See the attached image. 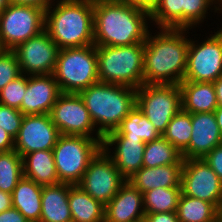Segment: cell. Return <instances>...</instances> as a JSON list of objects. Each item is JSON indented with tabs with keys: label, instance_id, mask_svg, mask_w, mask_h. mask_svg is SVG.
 <instances>
[{
	"label": "cell",
	"instance_id": "obj_27",
	"mask_svg": "<svg viewBox=\"0 0 222 222\" xmlns=\"http://www.w3.org/2000/svg\"><path fill=\"white\" fill-rule=\"evenodd\" d=\"M106 135H124L127 139H142L145 143L162 136L137 105L121 121L116 130Z\"/></svg>",
	"mask_w": 222,
	"mask_h": 222
},
{
	"label": "cell",
	"instance_id": "obj_3",
	"mask_svg": "<svg viewBox=\"0 0 222 222\" xmlns=\"http://www.w3.org/2000/svg\"><path fill=\"white\" fill-rule=\"evenodd\" d=\"M45 11V30L59 49L94 44V1L60 0Z\"/></svg>",
	"mask_w": 222,
	"mask_h": 222
},
{
	"label": "cell",
	"instance_id": "obj_34",
	"mask_svg": "<svg viewBox=\"0 0 222 222\" xmlns=\"http://www.w3.org/2000/svg\"><path fill=\"white\" fill-rule=\"evenodd\" d=\"M21 70L17 55L13 50L0 51V91L9 82L20 76Z\"/></svg>",
	"mask_w": 222,
	"mask_h": 222
},
{
	"label": "cell",
	"instance_id": "obj_33",
	"mask_svg": "<svg viewBox=\"0 0 222 222\" xmlns=\"http://www.w3.org/2000/svg\"><path fill=\"white\" fill-rule=\"evenodd\" d=\"M26 92V76L21 74L0 91V104L20 109Z\"/></svg>",
	"mask_w": 222,
	"mask_h": 222
},
{
	"label": "cell",
	"instance_id": "obj_14",
	"mask_svg": "<svg viewBox=\"0 0 222 222\" xmlns=\"http://www.w3.org/2000/svg\"><path fill=\"white\" fill-rule=\"evenodd\" d=\"M13 51L17 55L22 74L54 73L59 48L46 30L20 43Z\"/></svg>",
	"mask_w": 222,
	"mask_h": 222
},
{
	"label": "cell",
	"instance_id": "obj_41",
	"mask_svg": "<svg viewBox=\"0 0 222 222\" xmlns=\"http://www.w3.org/2000/svg\"><path fill=\"white\" fill-rule=\"evenodd\" d=\"M129 5L137 6L148 12H151L158 0H118Z\"/></svg>",
	"mask_w": 222,
	"mask_h": 222
},
{
	"label": "cell",
	"instance_id": "obj_17",
	"mask_svg": "<svg viewBox=\"0 0 222 222\" xmlns=\"http://www.w3.org/2000/svg\"><path fill=\"white\" fill-rule=\"evenodd\" d=\"M61 93L53 74L28 75L26 92L19 110L23 115L50 114Z\"/></svg>",
	"mask_w": 222,
	"mask_h": 222
},
{
	"label": "cell",
	"instance_id": "obj_8",
	"mask_svg": "<svg viewBox=\"0 0 222 222\" xmlns=\"http://www.w3.org/2000/svg\"><path fill=\"white\" fill-rule=\"evenodd\" d=\"M136 105L162 135L182 109L181 90L176 84H143L136 89Z\"/></svg>",
	"mask_w": 222,
	"mask_h": 222
},
{
	"label": "cell",
	"instance_id": "obj_39",
	"mask_svg": "<svg viewBox=\"0 0 222 222\" xmlns=\"http://www.w3.org/2000/svg\"><path fill=\"white\" fill-rule=\"evenodd\" d=\"M52 0H9L10 4L35 6L44 11L48 10L52 5Z\"/></svg>",
	"mask_w": 222,
	"mask_h": 222
},
{
	"label": "cell",
	"instance_id": "obj_29",
	"mask_svg": "<svg viewBox=\"0 0 222 222\" xmlns=\"http://www.w3.org/2000/svg\"><path fill=\"white\" fill-rule=\"evenodd\" d=\"M184 163L182 153L163 136L150 142H146L143 167H157Z\"/></svg>",
	"mask_w": 222,
	"mask_h": 222
},
{
	"label": "cell",
	"instance_id": "obj_24",
	"mask_svg": "<svg viewBox=\"0 0 222 222\" xmlns=\"http://www.w3.org/2000/svg\"><path fill=\"white\" fill-rule=\"evenodd\" d=\"M23 176L41 186L59 184L52 150H38L22 157Z\"/></svg>",
	"mask_w": 222,
	"mask_h": 222
},
{
	"label": "cell",
	"instance_id": "obj_13",
	"mask_svg": "<svg viewBox=\"0 0 222 222\" xmlns=\"http://www.w3.org/2000/svg\"><path fill=\"white\" fill-rule=\"evenodd\" d=\"M222 0H158L150 19L159 28L188 29L204 20L209 5Z\"/></svg>",
	"mask_w": 222,
	"mask_h": 222
},
{
	"label": "cell",
	"instance_id": "obj_42",
	"mask_svg": "<svg viewBox=\"0 0 222 222\" xmlns=\"http://www.w3.org/2000/svg\"><path fill=\"white\" fill-rule=\"evenodd\" d=\"M12 207V195L10 193L0 191V213Z\"/></svg>",
	"mask_w": 222,
	"mask_h": 222
},
{
	"label": "cell",
	"instance_id": "obj_28",
	"mask_svg": "<svg viewBox=\"0 0 222 222\" xmlns=\"http://www.w3.org/2000/svg\"><path fill=\"white\" fill-rule=\"evenodd\" d=\"M179 222H213L219 210L210 202L181 193L177 206Z\"/></svg>",
	"mask_w": 222,
	"mask_h": 222
},
{
	"label": "cell",
	"instance_id": "obj_37",
	"mask_svg": "<svg viewBox=\"0 0 222 222\" xmlns=\"http://www.w3.org/2000/svg\"><path fill=\"white\" fill-rule=\"evenodd\" d=\"M146 222H179L176 212L145 213Z\"/></svg>",
	"mask_w": 222,
	"mask_h": 222
},
{
	"label": "cell",
	"instance_id": "obj_11",
	"mask_svg": "<svg viewBox=\"0 0 222 222\" xmlns=\"http://www.w3.org/2000/svg\"><path fill=\"white\" fill-rule=\"evenodd\" d=\"M222 75V34L215 32L202 44L189 40L183 81L214 82Z\"/></svg>",
	"mask_w": 222,
	"mask_h": 222
},
{
	"label": "cell",
	"instance_id": "obj_5",
	"mask_svg": "<svg viewBox=\"0 0 222 222\" xmlns=\"http://www.w3.org/2000/svg\"><path fill=\"white\" fill-rule=\"evenodd\" d=\"M100 82L139 88L144 84V42L128 46H96Z\"/></svg>",
	"mask_w": 222,
	"mask_h": 222
},
{
	"label": "cell",
	"instance_id": "obj_22",
	"mask_svg": "<svg viewBox=\"0 0 222 222\" xmlns=\"http://www.w3.org/2000/svg\"><path fill=\"white\" fill-rule=\"evenodd\" d=\"M71 184L59 183L43 186L39 222H72L68 196Z\"/></svg>",
	"mask_w": 222,
	"mask_h": 222
},
{
	"label": "cell",
	"instance_id": "obj_6",
	"mask_svg": "<svg viewBox=\"0 0 222 222\" xmlns=\"http://www.w3.org/2000/svg\"><path fill=\"white\" fill-rule=\"evenodd\" d=\"M53 75L62 93H79L99 82L96 46L59 49Z\"/></svg>",
	"mask_w": 222,
	"mask_h": 222
},
{
	"label": "cell",
	"instance_id": "obj_20",
	"mask_svg": "<svg viewBox=\"0 0 222 222\" xmlns=\"http://www.w3.org/2000/svg\"><path fill=\"white\" fill-rule=\"evenodd\" d=\"M144 216L143 194L128 181L105 205L104 222H136Z\"/></svg>",
	"mask_w": 222,
	"mask_h": 222
},
{
	"label": "cell",
	"instance_id": "obj_19",
	"mask_svg": "<svg viewBox=\"0 0 222 222\" xmlns=\"http://www.w3.org/2000/svg\"><path fill=\"white\" fill-rule=\"evenodd\" d=\"M113 145L116 146L115 153H113V156L109 155V157L120 174L128 180L143 167L146 143L142 139H127L124 135H105L102 141V149L108 150V147Z\"/></svg>",
	"mask_w": 222,
	"mask_h": 222
},
{
	"label": "cell",
	"instance_id": "obj_48",
	"mask_svg": "<svg viewBox=\"0 0 222 222\" xmlns=\"http://www.w3.org/2000/svg\"><path fill=\"white\" fill-rule=\"evenodd\" d=\"M136 222H146V221H145V219H142V220H139V221H136Z\"/></svg>",
	"mask_w": 222,
	"mask_h": 222
},
{
	"label": "cell",
	"instance_id": "obj_43",
	"mask_svg": "<svg viewBox=\"0 0 222 222\" xmlns=\"http://www.w3.org/2000/svg\"><path fill=\"white\" fill-rule=\"evenodd\" d=\"M213 85L215 88L217 103L219 106H222V75L213 82Z\"/></svg>",
	"mask_w": 222,
	"mask_h": 222
},
{
	"label": "cell",
	"instance_id": "obj_12",
	"mask_svg": "<svg viewBox=\"0 0 222 222\" xmlns=\"http://www.w3.org/2000/svg\"><path fill=\"white\" fill-rule=\"evenodd\" d=\"M181 192L186 196L212 203L218 210L222 205V181L206 161L184 159Z\"/></svg>",
	"mask_w": 222,
	"mask_h": 222
},
{
	"label": "cell",
	"instance_id": "obj_2",
	"mask_svg": "<svg viewBox=\"0 0 222 222\" xmlns=\"http://www.w3.org/2000/svg\"><path fill=\"white\" fill-rule=\"evenodd\" d=\"M188 29L161 28L144 42V84L179 85L185 76L189 40Z\"/></svg>",
	"mask_w": 222,
	"mask_h": 222
},
{
	"label": "cell",
	"instance_id": "obj_15",
	"mask_svg": "<svg viewBox=\"0 0 222 222\" xmlns=\"http://www.w3.org/2000/svg\"><path fill=\"white\" fill-rule=\"evenodd\" d=\"M60 134L91 137L94 123L79 93H61L50 112Z\"/></svg>",
	"mask_w": 222,
	"mask_h": 222
},
{
	"label": "cell",
	"instance_id": "obj_23",
	"mask_svg": "<svg viewBox=\"0 0 222 222\" xmlns=\"http://www.w3.org/2000/svg\"><path fill=\"white\" fill-rule=\"evenodd\" d=\"M179 86L185 112H214L219 106L213 82L182 81Z\"/></svg>",
	"mask_w": 222,
	"mask_h": 222
},
{
	"label": "cell",
	"instance_id": "obj_4",
	"mask_svg": "<svg viewBox=\"0 0 222 222\" xmlns=\"http://www.w3.org/2000/svg\"><path fill=\"white\" fill-rule=\"evenodd\" d=\"M94 125L100 124L97 138L116 130L136 106V89L106 82H97L79 92Z\"/></svg>",
	"mask_w": 222,
	"mask_h": 222
},
{
	"label": "cell",
	"instance_id": "obj_32",
	"mask_svg": "<svg viewBox=\"0 0 222 222\" xmlns=\"http://www.w3.org/2000/svg\"><path fill=\"white\" fill-rule=\"evenodd\" d=\"M191 113L180 110L169 122L162 136L182 152L191 140Z\"/></svg>",
	"mask_w": 222,
	"mask_h": 222
},
{
	"label": "cell",
	"instance_id": "obj_30",
	"mask_svg": "<svg viewBox=\"0 0 222 222\" xmlns=\"http://www.w3.org/2000/svg\"><path fill=\"white\" fill-rule=\"evenodd\" d=\"M181 186L154 188L143 193L145 213L176 212Z\"/></svg>",
	"mask_w": 222,
	"mask_h": 222
},
{
	"label": "cell",
	"instance_id": "obj_45",
	"mask_svg": "<svg viewBox=\"0 0 222 222\" xmlns=\"http://www.w3.org/2000/svg\"><path fill=\"white\" fill-rule=\"evenodd\" d=\"M9 0H0V13L9 6Z\"/></svg>",
	"mask_w": 222,
	"mask_h": 222
},
{
	"label": "cell",
	"instance_id": "obj_46",
	"mask_svg": "<svg viewBox=\"0 0 222 222\" xmlns=\"http://www.w3.org/2000/svg\"><path fill=\"white\" fill-rule=\"evenodd\" d=\"M213 222H222V218L218 216Z\"/></svg>",
	"mask_w": 222,
	"mask_h": 222
},
{
	"label": "cell",
	"instance_id": "obj_38",
	"mask_svg": "<svg viewBox=\"0 0 222 222\" xmlns=\"http://www.w3.org/2000/svg\"><path fill=\"white\" fill-rule=\"evenodd\" d=\"M0 222H29L16 208L0 213Z\"/></svg>",
	"mask_w": 222,
	"mask_h": 222
},
{
	"label": "cell",
	"instance_id": "obj_44",
	"mask_svg": "<svg viewBox=\"0 0 222 222\" xmlns=\"http://www.w3.org/2000/svg\"><path fill=\"white\" fill-rule=\"evenodd\" d=\"M216 122L219 126V130L222 136V106H218L216 110L214 111Z\"/></svg>",
	"mask_w": 222,
	"mask_h": 222
},
{
	"label": "cell",
	"instance_id": "obj_10",
	"mask_svg": "<svg viewBox=\"0 0 222 222\" xmlns=\"http://www.w3.org/2000/svg\"><path fill=\"white\" fill-rule=\"evenodd\" d=\"M109 150L101 149L90 161L78 184L95 200L106 205L127 181L109 157Z\"/></svg>",
	"mask_w": 222,
	"mask_h": 222
},
{
	"label": "cell",
	"instance_id": "obj_35",
	"mask_svg": "<svg viewBox=\"0 0 222 222\" xmlns=\"http://www.w3.org/2000/svg\"><path fill=\"white\" fill-rule=\"evenodd\" d=\"M23 118L20 110L0 104V127L14 139L18 135Z\"/></svg>",
	"mask_w": 222,
	"mask_h": 222
},
{
	"label": "cell",
	"instance_id": "obj_1",
	"mask_svg": "<svg viewBox=\"0 0 222 222\" xmlns=\"http://www.w3.org/2000/svg\"><path fill=\"white\" fill-rule=\"evenodd\" d=\"M150 12L118 0L94 1V45L128 46L145 42Z\"/></svg>",
	"mask_w": 222,
	"mask_h": 222
},
{
	"label": "cell",
	"instance_id": "obj_31",
	"mask_svg": "<svg viewBox=\"0 0 222 222\" xmlns=\"http://www.w3.org/2000/svg\"><path fill=\"white\" fill-rule=\"evenodd\" d=\"M22 177V156L15 149L0 152V191L12 194Z\"/></svg>",
	"mask_w": 222,
	"mask_h": 222
},
{
	"label": "cell",
	"instance_id": "obj_18",
	"mask_svg": "<svg viewBox=\"0 0 222 222\" xmlns=\"http://www.w3.org/2000/svg\"><path fill=\"white\" fill-rule=\"evenodd\" d=\"M191 124V140L181 152L183 159L204 158L214 147L222 144L214 112L192 113Z\"/></svg>",
	"mask_w": 222,
	"mask_h": 222
},
{
	"label": "cell",
	"instance_id": "obj_26",
	"mask_svg": "<svg viewBox=\"0 0 222 222\" xmlns=\"http://www.w3.org/2000/svg\"><path fill=\"white\" fill-rule=\"evenodd\" d=\"M68 202L72 222L105 221V205L91 197L79 185L69 188Z\"/></svg>",
	"mask_w": 222,
	"mask_h": 222
},
{
	"label": "cell",
	"instance_id": "obj_40",
	"mask_svg": "<svg viewBox=\"0 0 222 222\" xmlns=\"http://www.w3.org/2000/svg\"><path fill=\"white\" fill-rule=\"evenodd\" d=\"M14 149V138L0 127V152Z\"/></svg>",
	"mask_w": 222,
	"mask_h": 222
},
{
	"label": "cell",
	"instance_id": "obj_25",
	"mask_svg": "<svg viewBox=\"0 0 222 222\" xmlns=\"http://www.w3.org/2000/svg\"><path fill=\"white\" fill-rule=\"evenodd\" d=\"M43 186L22 177L12 192V206L29 222H39L41 215V195Z\"/></svg>",
	"mask_w": 222,
	"mask_h": 222
},
{
	"label": "cell",
	"instance_id": "obj_21",
	"mask_svg": "<svg viewBox=\"0 0 222 222\" xmlns=\"http://www.w3.org/2000/svg\"><path fill=\"white\" fill-rule=\"evenodd\" d=\"M184 163L157 167H142L128 178L142 194L154 188H171L181 186V174Z\"/></svg>",
	"mask_w": 222,
	"mask_h": 222
},
{
	"label": "cell",
	"instance_id": "obj_47",
	"mask_svg": "<svg viewBox=\"0 0 222 222\" xmlns=\"http://www.w3.org/2000/svg\"><path fill=\"white\" fill-rule=\"evenodd\" d=\"M219 216L222 218V205H221V208L219 210Z\"/></svg>",
	"mask_w": 222,
	"mask_h": 222
},
{
	"label": "cell",
	"instance_id": "obj_16",
	"mask_svg": "<svg viewBox=\"0 0 222 222\" xmlns=\"http://www.w3.org/2000/svg\"><path fill=\"white\" fill-rule=\"evenodd\" d=\"M60 132L52 122L50 114L24 115L14 149L23 157L33 151L52 150Z\"/></svg>",
	"mask_w": 222,
	"mask_h": 222
},
{
	"label": "cell",
	"instance_id": "obj_36",
	"mask_svg": "<svg viewBox=\"0 0 222 222\" xmlns=\"http://www.w3.org/2000/svg\"><path fill=\"white\" fill-rule=\"evenodd\" d=\"M203 159L222 181V144L214 147Z\"/></svg>",
	"mask_w": 222,
	"mask_h": 222
},
{
	"label": "cell",
	"instance_id": "obj_9",
	"mask_svg": "<svg viewBox=\"0 0 222 222\" xmlns=\"http://www.w3.org/2000/svg\"><path fill=\"white\" fill-rule=\"evenodd\" d=\"M45 30V11L35 6L9 4L0 13V47L13 50Z\"/></svg>",
	"mask_w": 222,
	"mask_h": 222
},
{
	"label": "cell",
	"instance_id": "obj_7",
	"mask_svg": "<svg viewBox=\"0 0 222 222\" xmlns=\"http://www.w3.org/2000/svg\"><path fill=\"white\" fill-rule=\"evenodd\" d=\"M103 138L61 134L52 149L60 183L78 185L90 161L102 149Z\"/></svg>",
	"mask_w": 222,
	"mask_h": 222
}]
</instances>
